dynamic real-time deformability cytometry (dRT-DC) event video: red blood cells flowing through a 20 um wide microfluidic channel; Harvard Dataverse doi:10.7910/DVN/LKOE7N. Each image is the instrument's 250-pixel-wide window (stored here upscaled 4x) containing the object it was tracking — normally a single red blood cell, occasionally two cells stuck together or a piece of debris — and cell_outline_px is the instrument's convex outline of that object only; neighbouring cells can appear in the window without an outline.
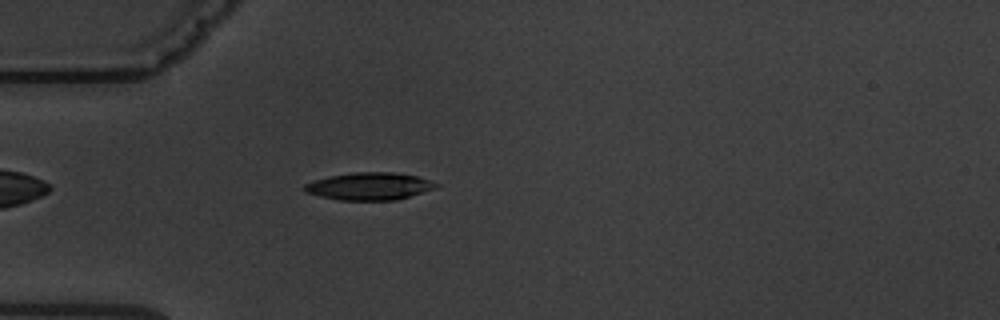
{"species": "common noctule bat (a hibernating species)", "species_latin": "Nyctalus noctula", "temperature_condition": "warm", "stored_images_in_passage": 2, "camera_frame_rate_fps": 3000, "um_per_image_px": 0.085, "animal": {"sex": "male", "body_mass_g": 19.5, "forearm_length_mm": 54.6}, "frame": {"image": 1, "passage_image": 2, "time_ms": 1.333, "image_size_px": [1000, 320], "cell_outline_px": [[440, 184], [436, 188], [396, 200], [340, 200], [320, 196], [304, 192], [300, 188], [304, 184], [312, 180], [328, 176], [356, 172], [392, 172], [416, 176]], "centroid_in_image_um": [31.33, 15.83], "position_along_channel_um": 53.7, "area_um2": 21.1}}